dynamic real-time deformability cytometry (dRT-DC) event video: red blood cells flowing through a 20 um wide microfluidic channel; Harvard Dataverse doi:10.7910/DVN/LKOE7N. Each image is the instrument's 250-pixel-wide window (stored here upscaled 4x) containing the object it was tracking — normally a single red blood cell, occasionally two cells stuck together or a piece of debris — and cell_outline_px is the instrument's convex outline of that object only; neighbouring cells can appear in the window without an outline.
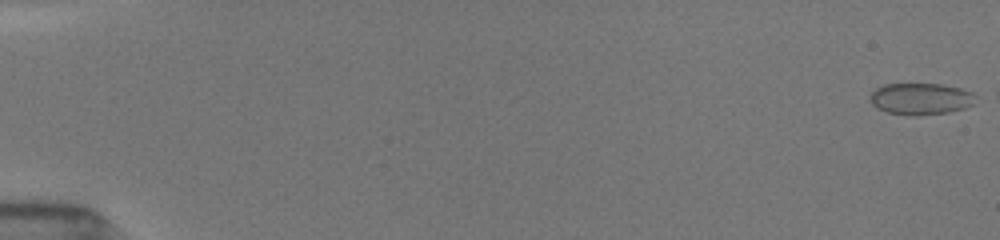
{"species": "common noctule bat (a hibernating species)", "species_latin": "Nyctalus noctula", "temperature_condition": "room temperature", "stored_images_in_passage": 46, "camera_frame_rate_fps": 3000, "um_per_image_px": 0.085, "animal": {"sex": "female", "body_mass_g": 19.5, "forearm_length_mm": 54.1}, "frame": {"image": 1, "passage_image": 1, "time_ms": 0.0, "image_size_px": [1000, 240], "cell_outline_px": [[980, 96], [972, 104], [964, 108], [948, 112], [916, 116], [912, 116], [888, 112], [872, 104], [872, 92], [876, 88], [884, 84], [940, 84], [960, 88], [972, 92]], "centroid_in_image_um": [78.33, 8.39], "position_along_channel_um": 6.7, "area_um2": 19.36}}
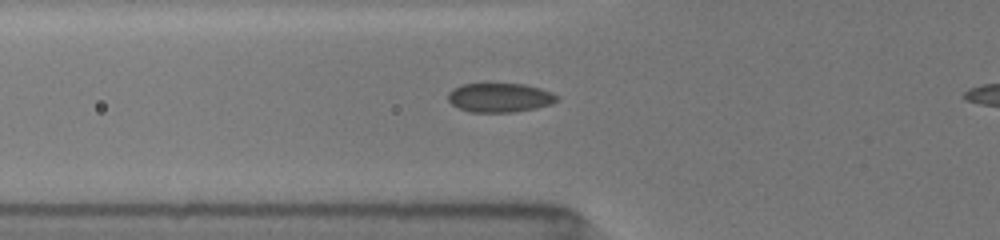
{"frame": {"image": 2, "passage_image": 42, "time_ms": 6.333, "image_size_px": [1000, 240], "cell_outline_px": [[560, 96], [552, 104], [536, 108], [512, 112], [472, 112], [460, 108], [452, 104], [448, 100], [448, 92], [452, 88], [464, 84], [484, 80], [524, 84], [540, 88], [552, 92]], "centroid_in_image_um": [42.46, 8.24], "position_along_channel_um": 83.3, "area_um2": 19.31}}